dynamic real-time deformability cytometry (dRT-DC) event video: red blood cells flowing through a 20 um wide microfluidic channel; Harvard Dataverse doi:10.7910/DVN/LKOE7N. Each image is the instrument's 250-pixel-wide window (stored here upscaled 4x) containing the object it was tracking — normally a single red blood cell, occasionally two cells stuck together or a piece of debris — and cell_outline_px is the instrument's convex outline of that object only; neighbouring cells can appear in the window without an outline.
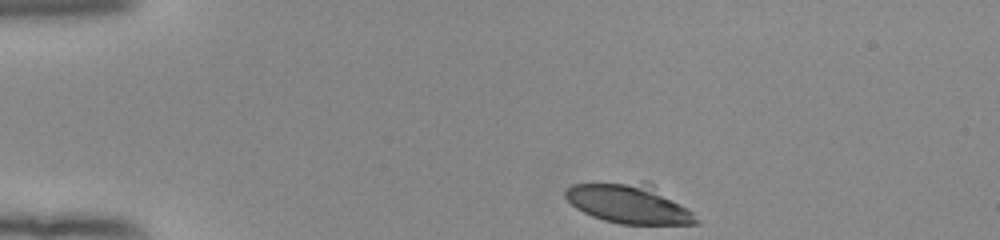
{"species": "human", "species_latin": "Homo sapiens", "temperature_condition": "room temperature", "stored_images_in_passage": 36, "camera_frame_rate_fps": 3000, "um_per_image_px": 0.085, "donor": {"sex": "female"}, "frame": {"image": 1, "passage_image": 1, "time_ms": 0.0, "image_size_px": [1000, 240], "cell_outline_px": [[700, 224], [620, 224], [604, 220], [592, 216], [576, 208], [564, 196], [564, 188], [572, 184], [644, 180], [648, 180], [688, 208], [692, 212]], "centroid_in_image_um": [53.46, 17.27], "position_along_channel_um": 31.5, "area_um2": 30.69}}
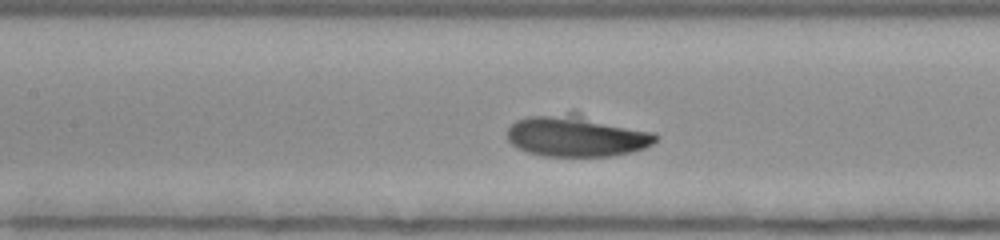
{"frame": {"image": 2, "passage_image": 16, "time_ms": 5.0, "image_size_px": [1000, 240], "cell_outline_px": [[660, 136], [652, 144], [644, 148], [632, 152], [612, 156], [544, 156], [528, 152], [516, 148], [508, 140], [508, 128], [516, 120], [528, 116], [568, 112], [580, 112], [656, 132]], "centroid_in_image_um": [49.07, 11.53], "position_along_channel_um": 158.3, "area_um2": 36.65}}
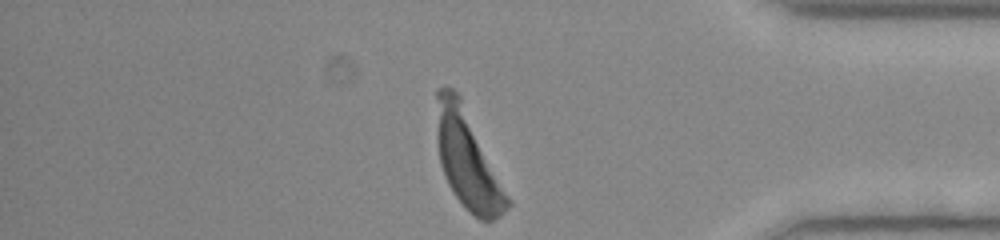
{"frame": {"image": 3, "passage_image": 36, "time_ms": 11.667, "image_size_px": [1000, 240], "cell_outline_px": [[512, 204], [500, 216], [492, 220], [480, 220], [452, 192], [444, 176], [440, 164], [436, 136], [436, 88], [452, 88], [460, 96], [512, 200]], "centroid_in_image_um": [39.75, 13.55], "position_along_channel_um": 395.5, "area_um2": 40.34}}